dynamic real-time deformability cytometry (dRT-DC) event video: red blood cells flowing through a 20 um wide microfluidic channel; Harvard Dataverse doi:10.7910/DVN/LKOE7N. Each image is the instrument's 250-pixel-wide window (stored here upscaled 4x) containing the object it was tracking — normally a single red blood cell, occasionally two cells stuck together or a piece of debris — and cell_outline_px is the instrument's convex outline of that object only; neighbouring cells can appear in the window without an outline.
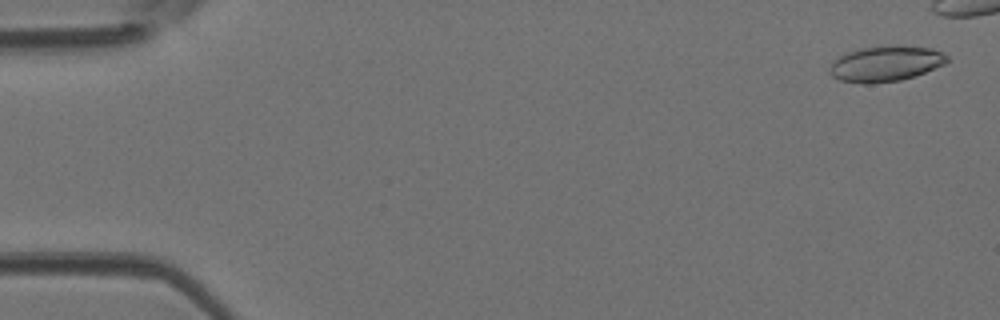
{"species": "Egyptian fruit bat (a non-hibernating species)", "species_latin": "Rousettus aegyptiacus", "temperature_condition": "room temperature", "stored_images_in_passage": 8, "camera_frame_rate_fps": 3000, "um_per_image_px": 0.085, "animal": {"sex": "female"}, "frame": {"image": 1, "passage_image": 2, "time_ms": 0.333, "image_size_px": [1000, 320], "cell_outline_px": [[948, 60], [944, 64], [916, 76], [900, 80], [872, 84], [864, 84], [840, 80], [832, 76], [828, 72], [828, 68], [832, 60], [836, 56], [860, 48], [892, 44], [896, 44], [932, 48], [948, 56]], "centroid_in_image_um": [75.23, 5.4], "position_along_channel_um": 9.8, "area_um2": 24.85}}